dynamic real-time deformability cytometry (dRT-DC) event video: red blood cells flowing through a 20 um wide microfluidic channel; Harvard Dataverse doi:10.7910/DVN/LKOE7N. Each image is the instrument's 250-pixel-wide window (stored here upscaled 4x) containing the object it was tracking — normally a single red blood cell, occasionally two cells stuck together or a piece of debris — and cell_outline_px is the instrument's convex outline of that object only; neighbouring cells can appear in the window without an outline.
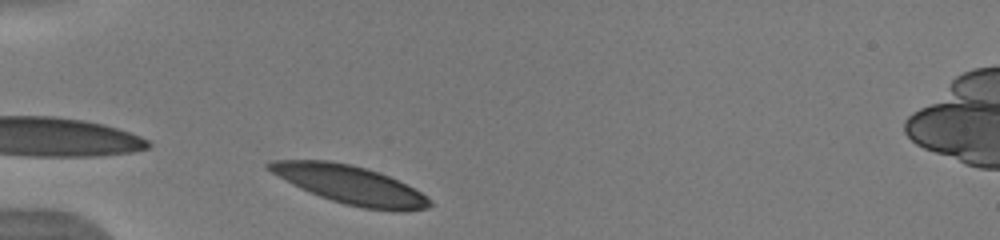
{"species": "human", "species_latin": "Homo sapiens", "temperature_condition": "warm", "stored_images_in_passage": 32, "camera_frame_rate_fps": 3000, "um_per_image_px": 0.085, "donor": {"sex": "male"}, "frame": {"image": 1, "passage_image": 2, "time_ms": 0.333, "image_size_px": [1000, 240], "cell_outline_px": [[432, 204], [428, 208], [404, 212], [364, 208], [344, 204], [320, 196], [300, 188], [292, 184], [264, 168], [264, 164], [272, 160], [328, 160], [352, 164], [388, 176], [420, 192], [432, 200]], "centroid_in_image_um": [29.73, 15.7], "position_along_channel_um": 55.3, "area_um2": 35.66}}
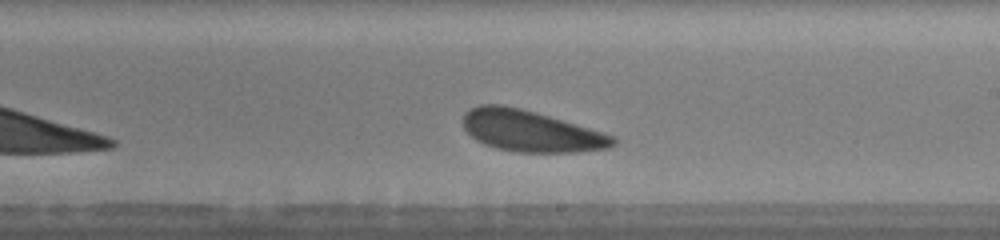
{"frame": {"image": 2, "passage_image": 18, "time_ms": 5.667, "image_size_px": [1000, 240], "cell_outline_px": [[616, 144], [608, 148], [576, 152], [516, 152], [496, 148], [484, 144], [476, 140], [464, 128], [464, 112], [480, 104], [504, 104], [536, 112], [616, 136]], "centroid_in_image_um": [45.12, 11.14], "position_along_channel_um": 243.9, "area_um2": 36.01}}
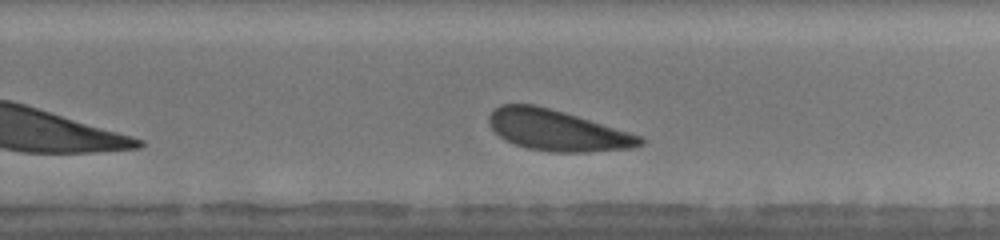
{"frame": {"image": 3, "passage_image": 21, "time_ms": 6.667, "image_size_px": [1000, 240], "cell_outline_px": [[644, 144], [632, 148], [588, 152], [552, 152], [528, 148], [504, 140], [492, 128], [488, 120], [488, 116], [500, 104], [536, 104], [564, 112], [628, 132], [640, 136], [644, 140]], "centroid_in_image_um": [47.34, 11.08], "position_along_channel_um": 282.5, "area_um2": 35.6}, "authors_computed_cell_mechanics": {"area_um2": 36.0094, "velocity_mm_per_s": 3.8701, "shape_relaxation_time_tau1_ms": 1.1858, "shape_relaxation_time_tau2_ms": 3.4061, "deformation_change_tau1": 0.0676, "deformation_change_tau2": 0.1181}}